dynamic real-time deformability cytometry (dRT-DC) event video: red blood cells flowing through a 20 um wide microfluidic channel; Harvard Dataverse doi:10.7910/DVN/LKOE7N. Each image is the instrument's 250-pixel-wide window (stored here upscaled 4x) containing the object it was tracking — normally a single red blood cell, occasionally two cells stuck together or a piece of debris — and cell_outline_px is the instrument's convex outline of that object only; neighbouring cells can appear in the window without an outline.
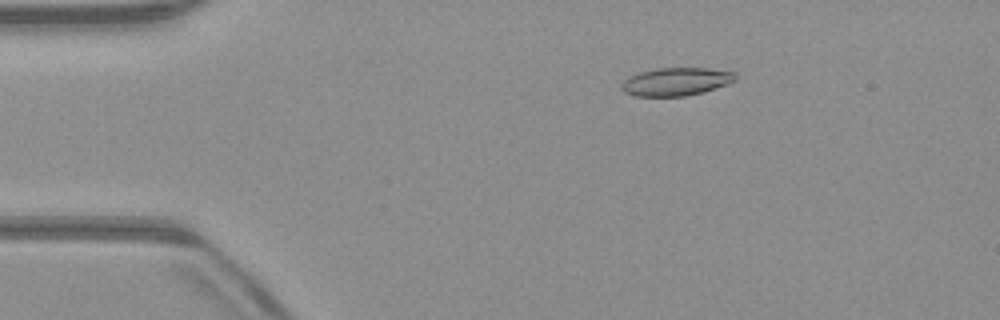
{"species": "common noctule bat (a hibernating species)", "species_latin": "Nyctalus noctula", "temperature_condition": "warm", "stored_images_in_passage": 52, "camera_frame_rate_fps": 3000, "um_per_image_px": 0.085, "animal": {"sex": "male", "body_mass_g": 23.1, "forearm_length_mm": 52.7}, "frame": {"image": 1, "passage_image": 9, "time_ms": 2.667, "image_size_px": [1000, 320], "cell_outline_px": [[736, 80], [728, 84], [704, 92], [684, 96], [632, 96], [624, 92], [620, 88], [620, 84], [624, 80], [640, 72], [656, 68], [708, 68], [736, 72]], "centroid_in_image_um": [57.47, 6.94], "position_along_channel_um": 27.5, "area_um2": 18.73}}
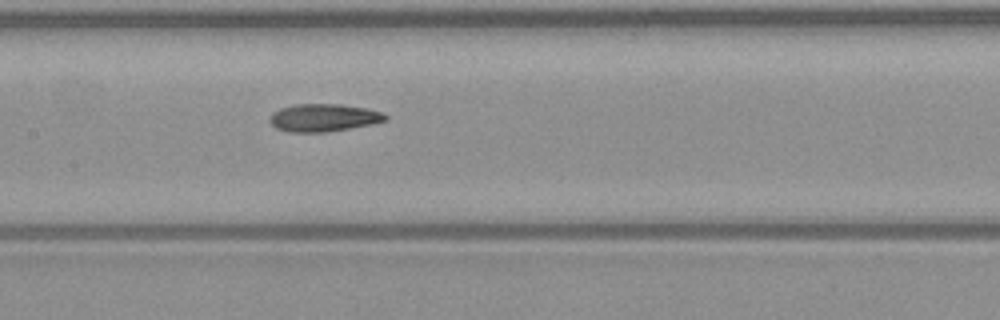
{"frame": {"image": 2, "passage_image": 25, "time_ms": 8.0, "image_size_px": [1000, 320], "cell_outline_px": [[388, 120], [372, 124], [328, 132], [288, 132], [276, 128], [268, 120], [272, 112], [280, 108], [296, 104], [340, 104], [368, 108], [384, 112], [388, 116]], "centroid_in_image_um": [27.53, 10.0], "position_along_channel_um": 179.9, "area_um2": 18.9}}
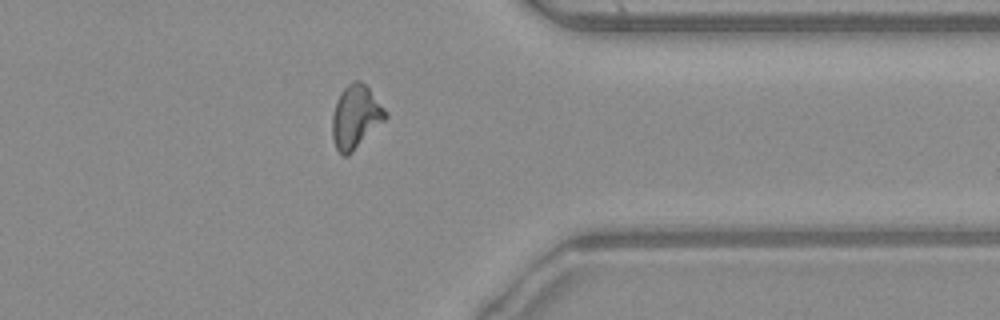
{"frame": {"image": 3, "passage_image": 41, "time_ms": 13.333, "image_size_px": [1000, 320], "cell_outline_px": [[388, 116], [348, 156], [344, 156], [336, 148], [332, 136], [332, 116], [336, 100], [340, 92], [348, 84], [356, 80], [360, 80], [368, 88], [388, 112]], "centroid_in_image_um": [30.21, 9.92], "position_along_channel_um": 381.2, "area_um2": 19.36}, "authors_computed_cell_mechanics": {"area_um2": 18.6983, "velocity_mm_per_s": 3.9863, "shape_relaxation_time_tau1_ms": 8.4529, "shape_relaxation_time_tau2_ms": 3.8325, "deformation_change_tau1": 0.2076, "deformation_change_tau2": 0.1214}}